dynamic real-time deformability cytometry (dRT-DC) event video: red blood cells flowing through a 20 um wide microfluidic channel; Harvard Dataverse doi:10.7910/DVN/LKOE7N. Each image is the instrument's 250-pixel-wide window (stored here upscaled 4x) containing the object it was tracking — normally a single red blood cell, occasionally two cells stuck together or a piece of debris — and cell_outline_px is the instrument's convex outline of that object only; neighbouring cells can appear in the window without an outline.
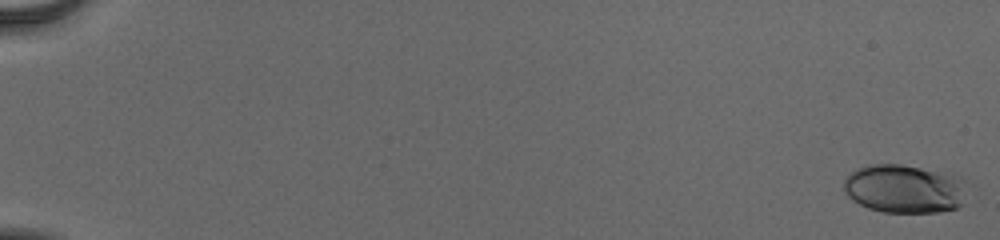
{"species": "human", "species_latin": "Homo sapiens", "temperature_condition": "cold", "stored_images_in_passage": 56, "camera_frame_rate_fps": 3000, "um_per_image_px": 0.085, "donor": {"sex": "male"}, "frame": {"image": 1, "passage_image": 1, "time_ms": 0.0, "image_size_px": [1000, 240], "cell_outline_px": [[972, 184], [960, 204], [956, 208], [940, 212], [884, 212], [868, 208], [852, 200], [844, 192], [844, 176], [868, 164], [900, 164], [952, 172]], "centroid_in_image_um": [76.95, 16.02], "position_along_channel_um": 8.0, "area_um2": 35.78}}
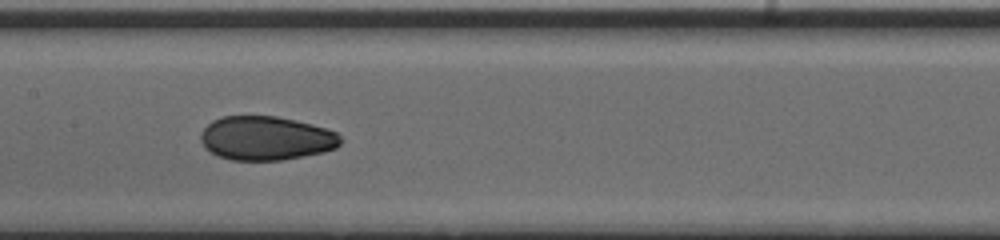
{"frame": {"image": 2, "passage_image": 31, "time_ms": 10.0, "image_size_px": [1000, 240], "cell_outline_px": [[344, 140], [336, 148], [324, 152], [284, 160], [232, 160], [216, 156], [204, 148], [200, 140], [200, 132], [212, 120], [224, 116], [276, 116], [296, 120], [312, 124], [336, 132]], "centroid_in_image_um": [22.6, 11.75], "position_along_channel_um": 184.8, "area_um2": 36.18}}
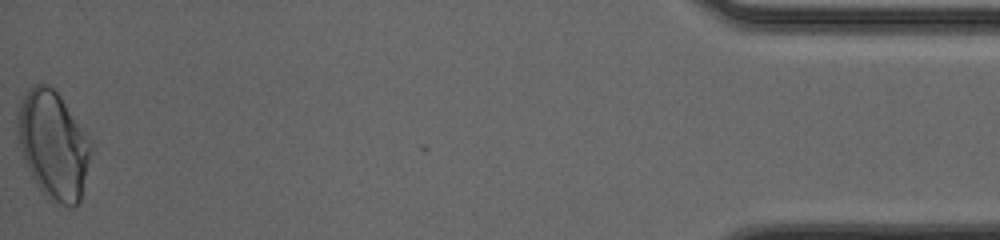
{"frame": {"image": 3, "passage_image": 56, "time_ms": 18.333, "image_size_px": [1000, 240], "cell_outline_px": [[92, 148], [80, 200], [72, 208], [68, 208], [52, 204], [48, 200], [32, 176], [24, 160], [20, 148], [16, 120], [20, 104], [28, 88], [32, 84], [48, 84], [60, 96], [92, 140]], "centroid_in_image_um": [4.54, 12.34], "position_along_channel_um": 430.7, "area_um2": 46.24}, "authors_computed_cell_mechanics": {"area_um2": 35.6337, "velocity_mm_per_s": 3.9149, "shape_relaxation_time_tau1_ms": 7.254, "shape_relaxation_time_tau2_ms": 1.1185, "deformation_change_tau1": 0.1791, "deformation_change_tau2": 0.0472}}